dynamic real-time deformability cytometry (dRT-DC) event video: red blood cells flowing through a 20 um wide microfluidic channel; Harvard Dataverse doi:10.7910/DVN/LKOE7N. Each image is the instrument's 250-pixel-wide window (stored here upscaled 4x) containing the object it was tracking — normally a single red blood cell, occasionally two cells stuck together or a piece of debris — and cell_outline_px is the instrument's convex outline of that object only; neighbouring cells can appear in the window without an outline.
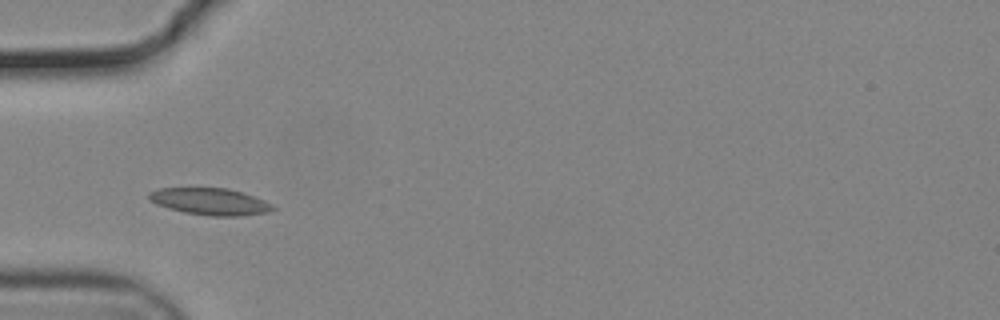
{"species": "common noctule bat (a hibernating species)", "species_latin": "Nyctalus noctula", "temperature_condition": "cold", "stored_images_in_passage": 18, "camera_frame_rate_fps": 3000, "um_per_image_px": 0.085, "animal": {"sex": "male", "body_mass_g": 19.2, "forearm_length_mm": 51.8}, "frame": {"image": 1, "passage_image": 1, "time_ms": 0.0, "image_size_px": [1000, 320], "cell_outline_px": [[276, 208], [268, 212], [244, 216], [208, 216], [184, 212], [168, 208], [156, 204], [148, 200], [148, 192], [156, 188], [228, 188], [264, 200], [272, 204]], "centroid_in_image_um": [17.82, 17.13], "position_along_channel_um": 67.2, "area_um2": 19.48}}
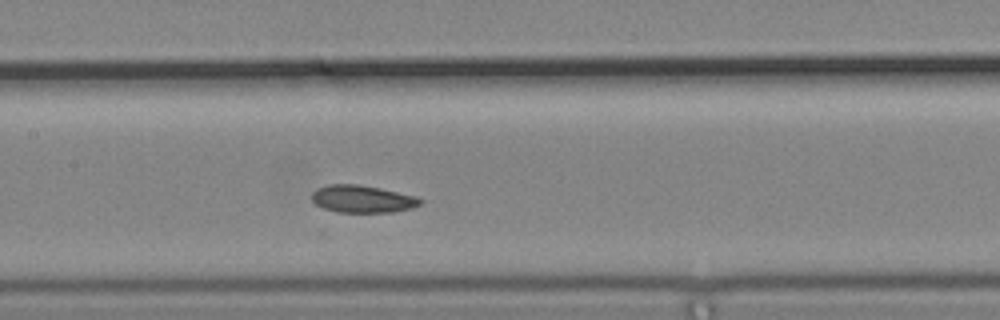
{"frame": {"image": 2, "passage_image": 10, "time_ms": 3.0, "image_size_px": [1000, 320], "cell_outline_px": [[424, 200], [420, 204], [412, 208], [392, 212], [336, 212], [324, 208], [316, 204], [312, 200], [312, 192], [316, 188], [328, 184], [360, 184], [380, 188], [416, 196]], "centroid_in_image_um": [30.8, 16.9], "position_along_channel_um": 176.6, "area_um2": 17.4}}
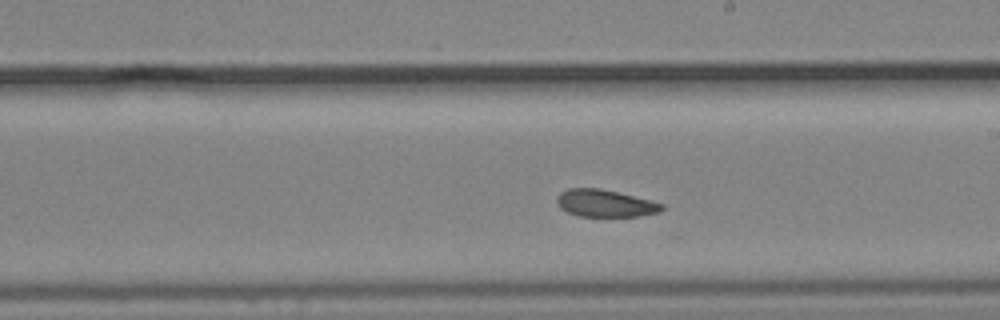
{"frame": {"image": 3, "passage_image": 15, "time_ms": 4.667, "image_size_px": [1000, 320], "cell_outline_px": [[664, 208], [660, 212], [640, 216], [576, 216], [560, 208], [556, 200], [556, 196], [560, 192], [568, 188], [600, 188], [664, 204]], "centroid_in_image_um": [51.39, 17.28], "position_along_channel_um": 237.6, "area_um2": 16.59}}